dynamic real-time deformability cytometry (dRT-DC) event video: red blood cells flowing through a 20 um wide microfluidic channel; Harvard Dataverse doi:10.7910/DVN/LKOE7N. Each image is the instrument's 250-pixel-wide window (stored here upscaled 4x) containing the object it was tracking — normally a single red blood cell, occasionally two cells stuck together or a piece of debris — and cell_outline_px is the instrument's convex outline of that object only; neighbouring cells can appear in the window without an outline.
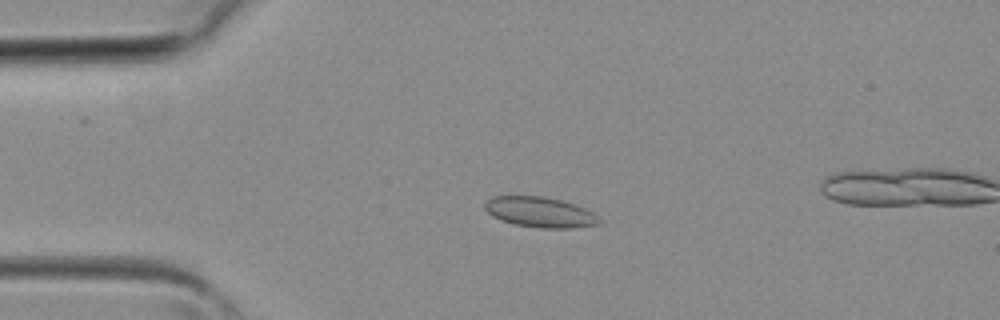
{"species": "common noctule bat (a hibernating species)", "species_latin": "Nyctalus noctula", "temperature_condition": "room temperature", "stored_images_in_passage": 33, "camera_frame_rate_fps": 3000, "um_per_image_px": 0.085, "animal": {"sex": "female", "body_mass_g": 19.3, "forearm_length_mm": 54.1}, "frame": {"image": 1, "passage_image": 2, "time_ms": 0.333, "image_size_px": [1000, 320], "cell_outline_px": [[600, 224], [572, 228], [540, 228], [516, 224], [500, 220], [492, 216], [484, 208], [484, 204], [492, 196], [544, 196], [560, 200], [584, 208], [592, 212], [600, 220]], "centroid_in_image_um": [45.87, 18.03], "position_along_channel_um": 39.1, "area_um2": 20.06}}
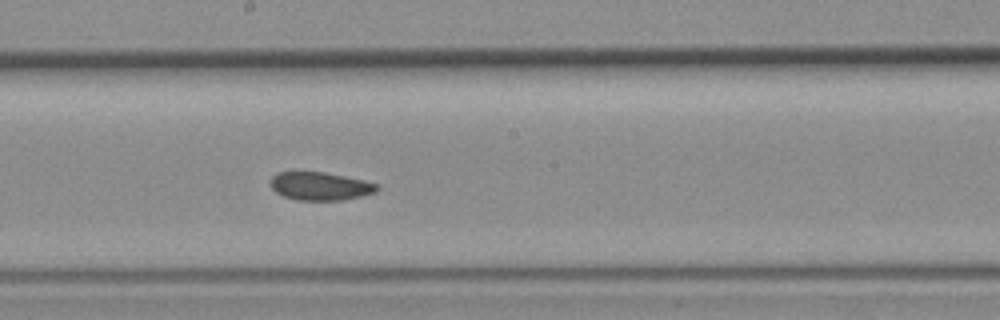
{"frame": {"image": 2, "passage_image": 14, "time_ms": 4.333, "image_size_px": [1000, 320], "cell_outline_px": [[380, 188], [376, 192], [360, 196], [340, 200], [300, 200], [284, 196], [276, 192], [268, 184], [272, 176], [276, 172], [324, 172], [364, 180], [380, 184]], "centroid_in_image_um": [27.22, 15.81], "position_along_channel_um": 221.0, "area_um2": 17.51}}
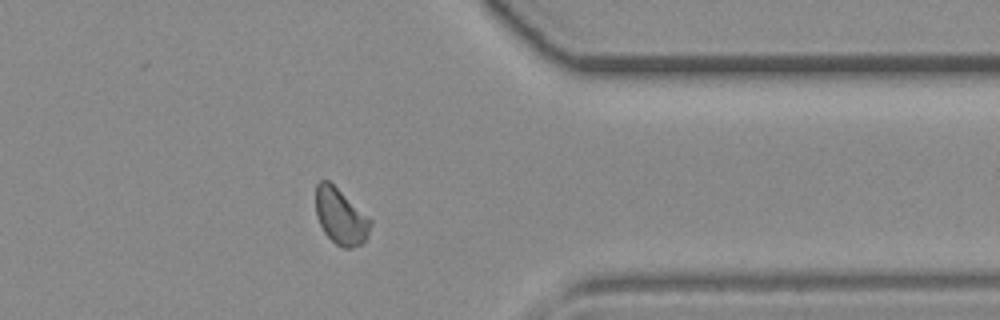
{"frame": {"image": 3, "passage_image": 24, "time_ms": 7.667, "image_size_px": [1000, 320], "cell_outline_px": [[372, 224], [368, 236], [360, 244], [352, 248], [344, 248], [336, 244], [324, 232], [316, 216], [316, 184], [320, 180], [328, 180], [372, 220]], "centroid_in_image_um": [28.95, 18.41], "position_along_channel_um": 382.5, "area_um2": 17.63}}